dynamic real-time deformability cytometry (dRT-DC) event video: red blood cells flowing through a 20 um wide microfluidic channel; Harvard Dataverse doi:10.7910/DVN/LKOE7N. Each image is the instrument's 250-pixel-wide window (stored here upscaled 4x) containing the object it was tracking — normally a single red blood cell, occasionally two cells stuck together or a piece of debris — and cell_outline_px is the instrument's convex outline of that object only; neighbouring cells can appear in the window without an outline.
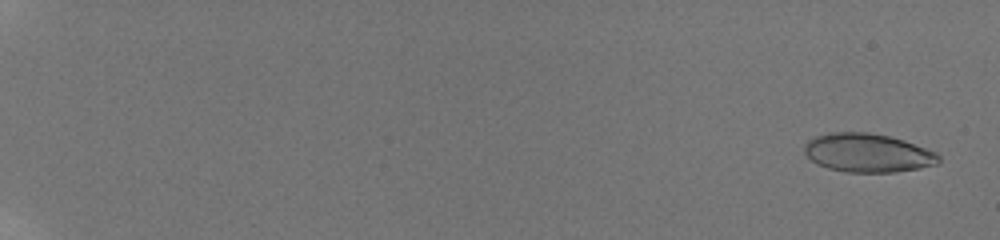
{"species": "human", "species_latin": "Homo sapiens", "temperature_condition": "room temperature", "stored_images_in_passage": 45, "camera_frame_rate_fps": 3000, "um_per_image_px": 0.085, "donor": {"sex": "male"}, "frame": {"image": 1, "passage_image": 4, "time_ms": 0.667, "image_size_px": [1000, 240], "cell_outline_px": [[940, 160], [936, 164], [920, 168], [896, 172], [848, 172], [828, 168], [816, 164], [804, 152], [804, 144], [808, 140], [816, 136], [828, 132], [868, 132], [888, 136], [904, 140], [936, 152], [940, 156]], "centroid_in_image_um": [73.74, 12.99], "position_along_channel_um": 11.3, "area_um2": 30.29}}
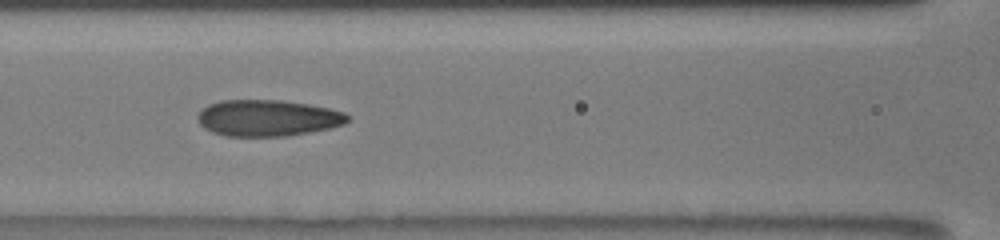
{"frame": {"image": 2, "passage_image": 26, "time_ms": 10.0, "image_size_px": [1000, 240], "cell_outline_px": [[348, 120], [344, 124], [328, 128], [288, 136], [224, 136], [212, 132], [204, 128], [200, 124], [196, 116], [208, 104], [220, 100], [280, 100], [308, 104], [328, 108], [344, 112], [348, 116]], "centroid_in_image_um": [22.71, 10.03], "position_along_channel_um": 143.9, "area_um2": 31.67}}
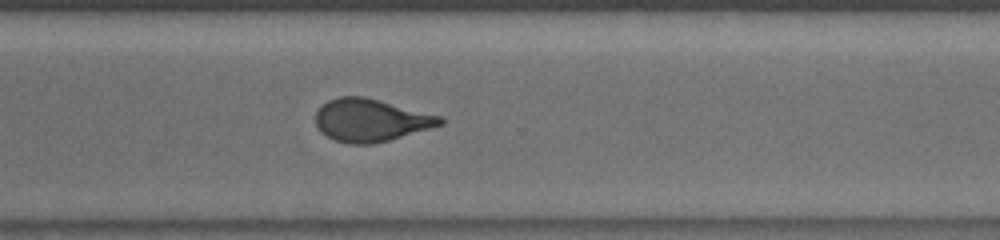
{"frame": {"image": 3, "passage_image": 45, "time_ms": 15.0, "image_size_px": [1000, 240], "cell_outline_px": [[444, 124], [388, 140], [372, 144], [348, 144], [336, 140], [320, 132], [316, 124], [316, 112], [328, 100], [340, 96], [364, 96], [444, 116]], "centroid_in_image_um": [31.54, 10.21], "position_along_channel_um": 339.1, "area_um2": 30.92}}